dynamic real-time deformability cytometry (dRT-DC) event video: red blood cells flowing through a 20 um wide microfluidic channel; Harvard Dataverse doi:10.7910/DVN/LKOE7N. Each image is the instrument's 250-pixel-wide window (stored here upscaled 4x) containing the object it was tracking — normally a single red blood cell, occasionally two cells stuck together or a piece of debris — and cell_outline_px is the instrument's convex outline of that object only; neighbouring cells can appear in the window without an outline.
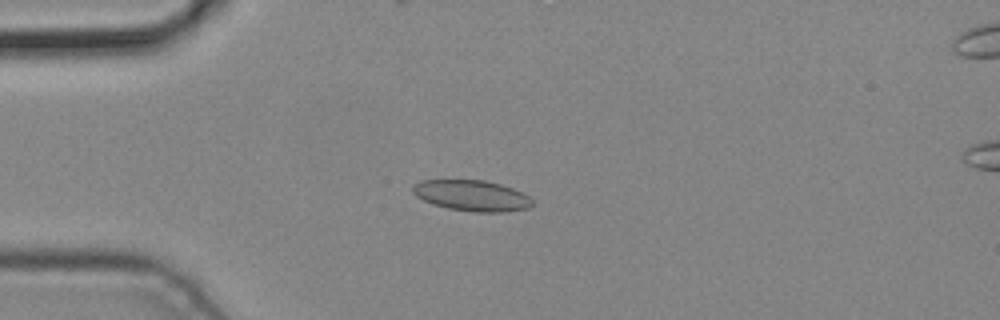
{"species": "common noctule bat (a hibernating species)", "species_latin": "Nyctalus noctula", "temperature_condition": "cold", "stored_images_in_passage": 4, "camera_frame_rate_fps": 3000, "um_per_image_px": 0.085, "animal": {"sex": "male", "body_mass_g": 19.2, "forearm_length_mm": 51.8}, "frame": {"image": 1, "passage_image": 3, "time_ms": 0.667, "image_size_px": [1000, 320], "cell_outline_px": [[532, 204], [528, 208], [504, 212], [472, 212], [448, 208], [432, 204], [416, 196], [412, 192], [412, 188], [420, 180], [484, 180], [500, 184], [512, 188], [528, 196], [532, 200]], "centroid_in_image_um": [40.09, 16.63], "position_along_channel_um": 44.9, "area_um2": 21.39}}